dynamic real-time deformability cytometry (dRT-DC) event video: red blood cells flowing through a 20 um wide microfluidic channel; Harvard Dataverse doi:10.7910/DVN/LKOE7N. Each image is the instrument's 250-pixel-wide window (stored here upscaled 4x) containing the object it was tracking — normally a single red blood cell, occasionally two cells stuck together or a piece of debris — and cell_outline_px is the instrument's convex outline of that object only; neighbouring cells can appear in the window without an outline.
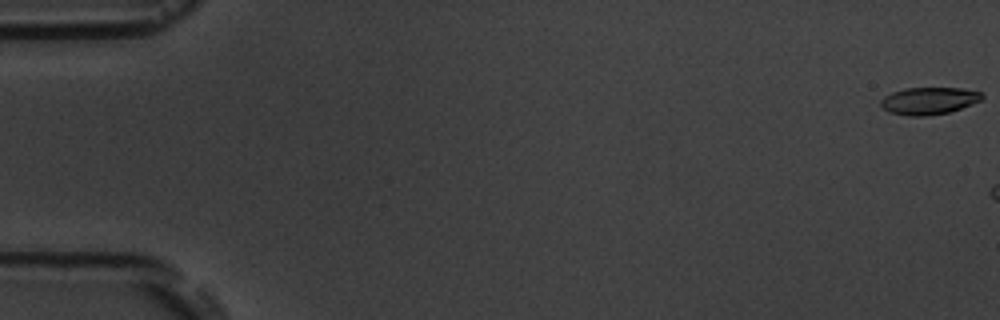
{"species": "common noctule bat (a hibernating species)", "species_latin": "Nyctalus noctula", "temperature_condition": "room temperature", "stored_images_in_passage": 3, "camera_frame_rate_fps": 3000, "um_per_image_px": 0.085, "animal": {"sex": "male", "body_mass_g": 19.5, "forearm_length_mm": 54.6}, "frame": {"image": 1, "passage_image": 1, "time_ms": 0.0, "image_size_px": [1000, 320], "cell_outline_px": [[984, 96], [980, 100], [960, 108], [948, 112], [928, 116], [908, 116], [888, 112], [880, 104], [880, 100], [884, 96], [892, 92], [904, 88], [960, 88], [980, 92]], "centroid_in_image_um": [78.9, 8.57], "position_along_channel_um": 6.1, "area_um2": 15.95}}